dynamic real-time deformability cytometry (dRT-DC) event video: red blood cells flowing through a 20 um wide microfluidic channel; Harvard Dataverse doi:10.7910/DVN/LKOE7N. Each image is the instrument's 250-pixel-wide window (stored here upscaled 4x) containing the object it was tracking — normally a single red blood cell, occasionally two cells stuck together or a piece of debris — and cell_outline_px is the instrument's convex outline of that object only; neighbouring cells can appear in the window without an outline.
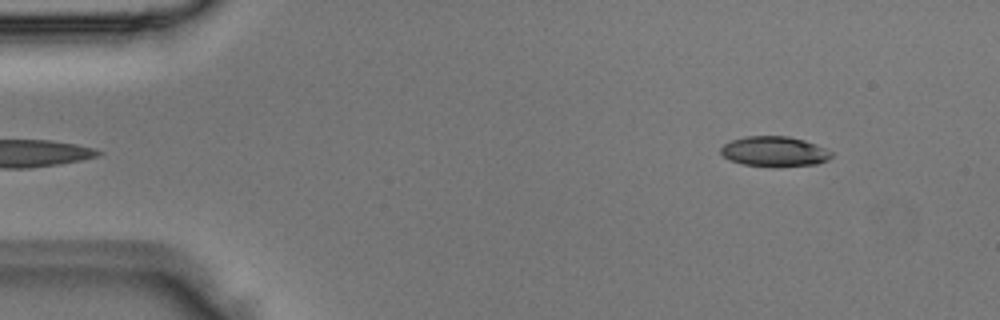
{"species": "Egyptian fruit bat (a non-hibernating species)", "species_latin": "Rousettus aegyptiacus", "temperature_condition": "room temperature", "stored_images_in_passage": 2, "camera_frame_rate_fps": 3000, "um_per_image_px": 0.085, "animal": {"sex": "male"}, "frame": {"image": 1, "passage_image": 2, "time_ms": 0.333, "image_size_px": [1000, 320], "cell_outline_px": [[832, 156], [828, 160], [816, 164], [772, 168], [740, 164], [728, 160], [720, 152], [720, 148], [724, 144], [732, 140], [744, 136], [788, 136], [804, 140], [816, 144], [832, 152]], "centroid_in_image_um": [65.8, 12.9], "position_along_channel_um": 19.2, "area_um2": 19.83}}